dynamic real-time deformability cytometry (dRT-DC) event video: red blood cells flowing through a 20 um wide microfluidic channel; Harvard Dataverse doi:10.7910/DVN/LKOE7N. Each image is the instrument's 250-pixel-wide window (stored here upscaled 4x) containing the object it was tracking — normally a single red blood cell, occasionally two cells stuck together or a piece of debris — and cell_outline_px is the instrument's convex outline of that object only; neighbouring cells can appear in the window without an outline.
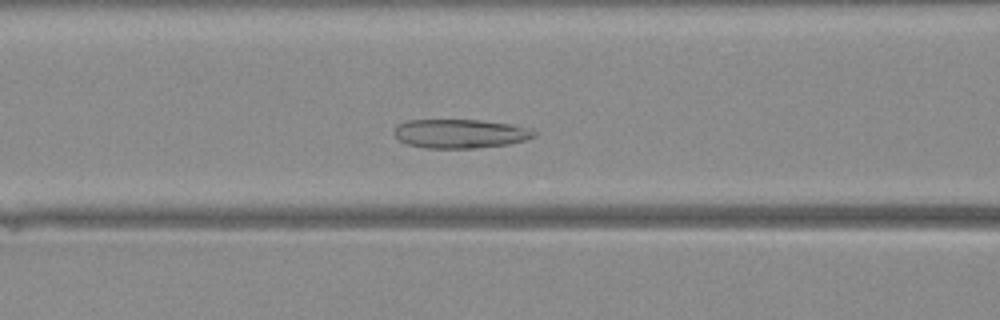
{"species": "Egyptian fruit bat (a non-hibernating species)", "species_latin": "Rousettus aegyptiacus", "temperature_condition": "warm", "stored_images_in_passage": 35, "camera_frame_rate_fps": 3000, "um_per_image_px": 0.085, "animal": {"sex": "female"}, "frame": {"image": 1, "passage_image": 14, "time_ms": 4.333, "image_size_px": [1000, 320], "cell_outline_px": [[536, 136], [524, 140], [508, 144], [476, 148], [424, 148], [408, 144], [400, 140], [392, 132], [396, 124], [408, 120], [480, 120], [508, 124], [532, 128], [536, 132]], "centroid_in_image_um": [39.1, 11.35], "position_along_channel_um": 127.5, "area_um2": 23.7}}
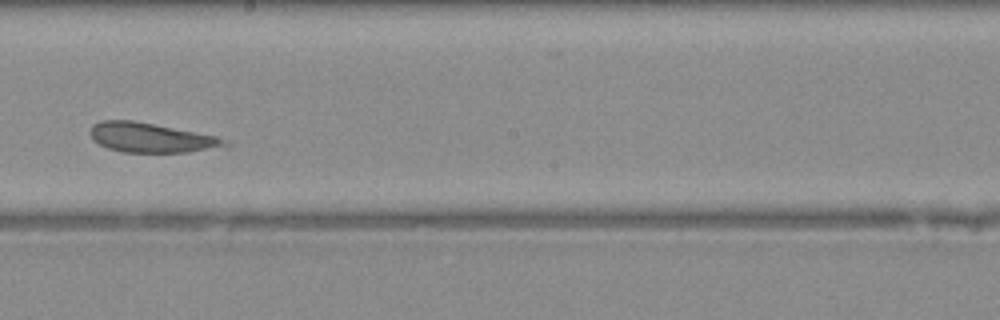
{"frame": {"image": 2, "passage_image": 21, "time_ms": 6.667, "image_size_px": [1000, 320], "cell_outline_px": [[232, 144], [188, 152], [124, 152], [108, 148], [92, 140], [88, 132], [92, 124], [100, 120], [132, 120], [216, 136]], "centroid_in_image_um": [12.73, 11.69], "position_along_channel_um": 235.5, "area_um2": 22.89}}
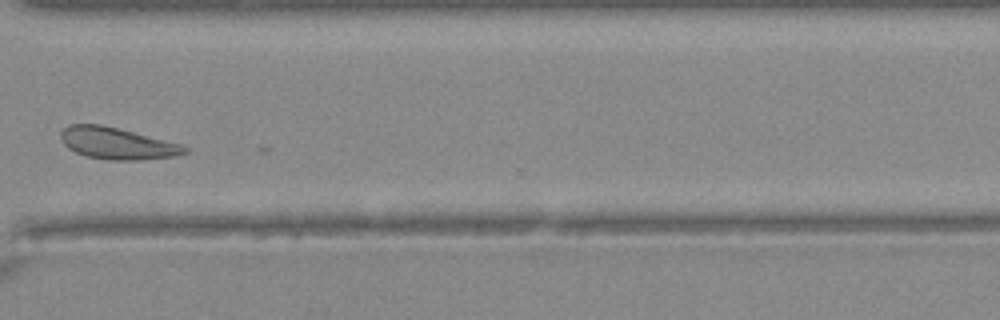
{"frame": {"image": 3, "passage_image": 29, "time_ms": 9.333, "image_size_px": [1000, 320], "cell_outline_px": [[188, 152], [176, 156], [140, 160], [108, 160], [88, 156], [76, 152], [68, 148], [64, 144], [60, 136], [60, 132], [68, 124], [100, 124], [180, 144], [188, 148]], "centroid_in_image_um": [9.93, 12.19], "position_along_channel_um": 360.7, "area_um2": 22.6}}